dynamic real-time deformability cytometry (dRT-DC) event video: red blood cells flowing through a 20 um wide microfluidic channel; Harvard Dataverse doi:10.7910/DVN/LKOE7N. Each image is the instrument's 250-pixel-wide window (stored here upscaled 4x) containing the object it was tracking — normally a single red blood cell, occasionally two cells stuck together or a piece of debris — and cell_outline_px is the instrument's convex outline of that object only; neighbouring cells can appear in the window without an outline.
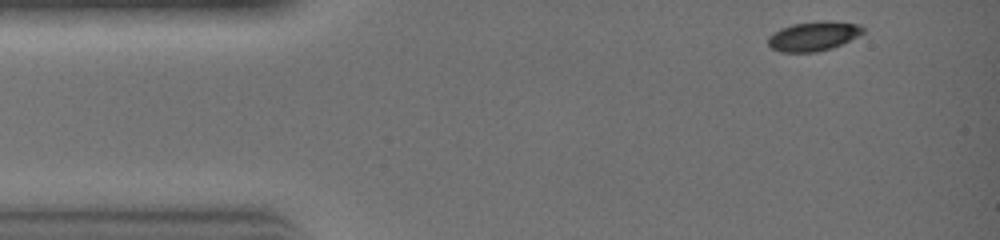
{"species": "common noctule bat (a hibernating species)", "species_latin": "Nyctalus noctula", "temperature_condition": "warm", "stored_images_in_passage": 27, "camera_frame_rate_fps": 3000, "um_per_image_px": 0.085, "animal": {"sex": "female", "body_mass_g": 19.0, "forearm_length_mm": 51.5}, "frame": {"image": 1, "passage_image": 1, "time_ms": 0.0, "image_size_px": [1000, 240], "cell_outline_px": [[864, 32], [840, 44], [816, 52], [780, 52], [772, 48], [768, 44], [768, 36], [780, 28], [792, 24], [816, 20], [832, 20], [856, 24], [864, 28]], "centroid_in_image_um": [69.09, 3.05], "position_along_channel_um": 15.9, "area_um2": 16.18}}
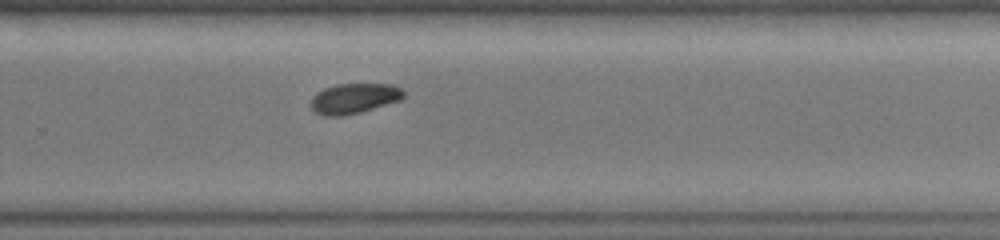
{"frame": {"image": 2, "passage_image": 18, "time_ms": 5.667, "image_size_px": [1000, 240], "cell_outline_px": [[404, 96], [400, 100], [360, 112], [344, 116], [324, 116], [316, 112], [308, 104], [312, 96], [316, 92], [324, 88], [336, 84], [392, 84], [404, 88]], "centroid_in_image_um": [30.07, 8.36], "position_along_channel_um": 299.7, "area_um2": 16.53}}
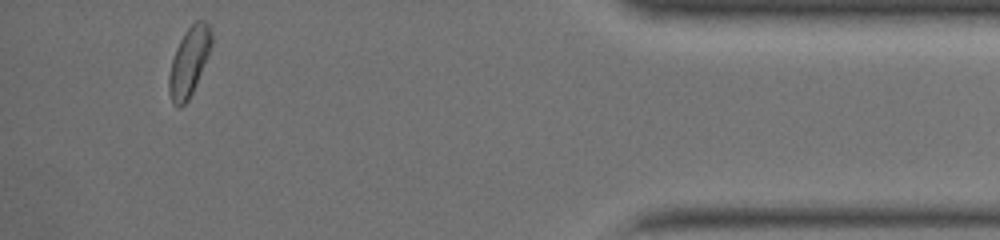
{"frame": {"image": 3, "passage_image": 26, "time_ms": 8.333, "image_size_px": [1000, 240], "cell_outline_px": [[212, 44], [208, 56], [192, 92], [188, 100], [180, 108], [172, 104], [168, 92], [168, 76], [172, 60], [176, 48], [184, 32], [196, 20], [204, 20], [212, 28]], "centroid_in_image_um": [16.06, 5.24], "position_along_channel_um": 419.1, "area_um2": 17.11}}